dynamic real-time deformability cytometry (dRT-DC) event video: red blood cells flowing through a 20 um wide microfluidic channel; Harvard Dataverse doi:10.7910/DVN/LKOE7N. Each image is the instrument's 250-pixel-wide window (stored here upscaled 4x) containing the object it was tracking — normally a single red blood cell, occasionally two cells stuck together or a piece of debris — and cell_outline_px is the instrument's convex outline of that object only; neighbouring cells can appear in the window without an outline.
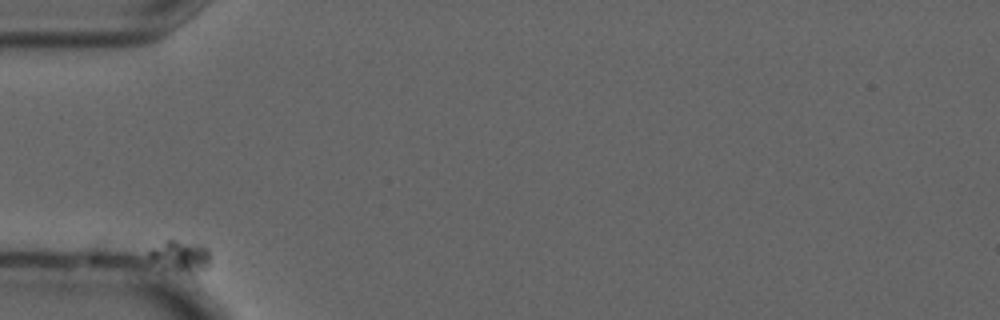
{"species": "common noctule bat (a hibernating species)", "species_latin": "Nyctalus noctula", "temperature_condition": "cold", "stored_images_in_passage": 8, "camera_frame_rate_fps": 3000, "um_per_image_px": 0.085, "animal": {"sex": "male", "forearm_length_mm": 52.5}, "frame": {"image": 1, "passage_image": 1, "time_ms": 0.0, "image_size_px": [1000, 320], "cell_outline_px": [[212, 260], [208, 268], [192, 276], [152, 260], [148, 256], [148, 252], [152, 248], [168, 240], [176, 240], [204, 244], [208, 248]], "centroid_in_image_um": [15.49, 21.77], "position_along_channel_um": 69.5, "area_um2": 11.27}}
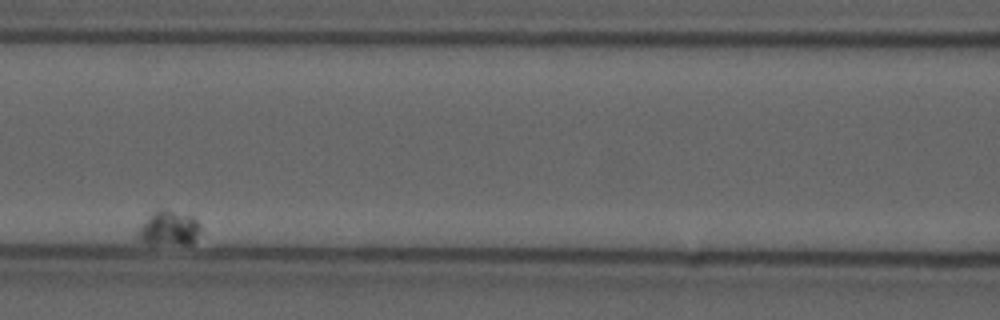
{"frame": {"image": 2, "passage_image": 5, "time_ms": 1.333, "image_size_px": [1000, 320], "cell_outline_px": [[200, 232], [192, 244], [148, 244], [140, 240], [136, 236], [136, 228], [156, 208], [168, 208], [192, 216], [196, 220], [200, 228]], "centroid_in_image_um": [14.29, 19.38], "position_along_channel_um": 152.3, "area_um2": 13.12}}
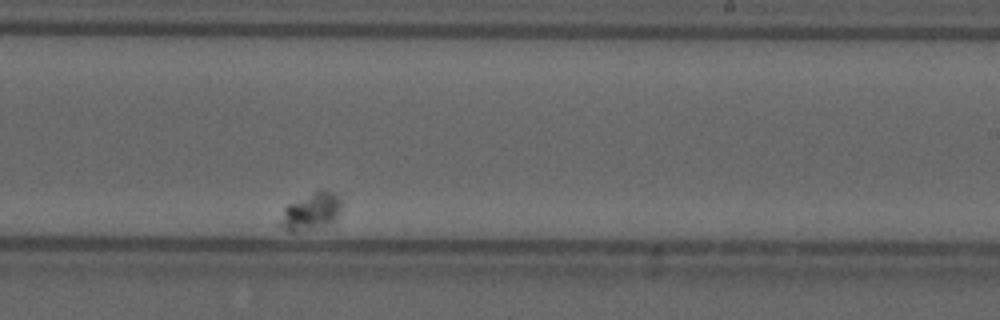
{"frame": {"image": 3, "passage_image": 8, "time_ms": 2.333, "image_size_px": [1000, 320], "cell_outline_px": [[340, 208], [336, 224], [320, 228], [296, 232], [288, 232], [280, 224], [284, 208], [288, 204], [320, 188], [332, 192], [340, 196]], "centroid_in_image_um": [26.5, 17.99], "position_along_channel_um": 262.5, "area_um2": 13.64}}